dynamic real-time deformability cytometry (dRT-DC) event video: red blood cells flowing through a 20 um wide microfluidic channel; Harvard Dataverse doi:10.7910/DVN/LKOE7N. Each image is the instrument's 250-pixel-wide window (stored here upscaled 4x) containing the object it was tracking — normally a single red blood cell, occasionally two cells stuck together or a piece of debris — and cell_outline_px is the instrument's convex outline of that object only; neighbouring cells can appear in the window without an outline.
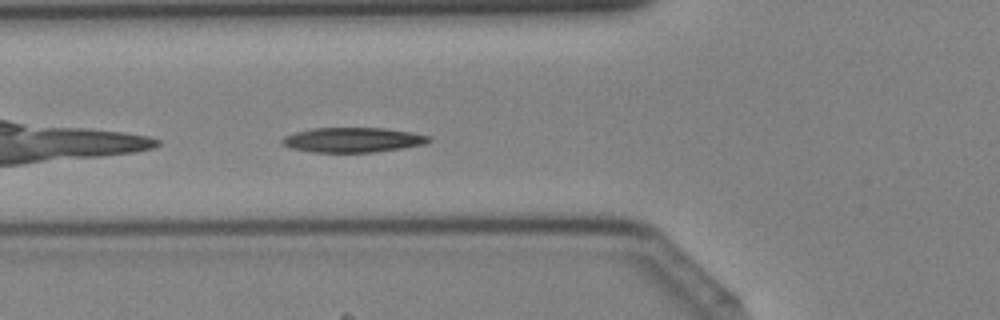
{"species": "Egyptian fruit bat (a non-hibernating species)", "species_latin": "Rousettus aegyptiacus", "temperature_condition": "cold", "stored_images_in_passage": 30, "camera_frame_rate_fps": 3000, "um_per_image_px": 0.085, "animal": {"sex": "female"}, "frame": {"image": 1, "passage_image": 3, "time_ms": 0.667, "image_size_px": [1000, 320], "cell_outline_px": [[432, 140], [424, 144], [404, 148], [372, 152], [312, 152], [292, 148], [280, 144], [280, 140], [284, 136], [296, 132], [312, 128], [384, 128], [412, 132], [432, 136]], "centroid_in_image_um": [30.0, 11.89], "position_along_channel_um": 95.8, "area_um2": 21.33}}
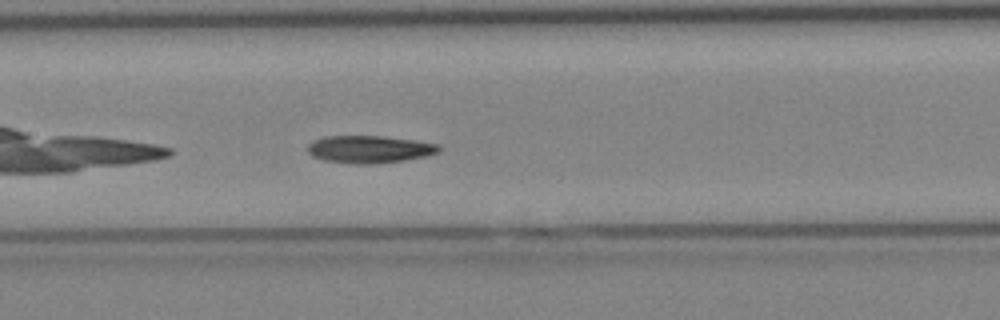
{"frame": {"image": 2, "passage_image": 8, "time_ms": 2.333, "image_size_px": [1000, 320], "cell_outline_px": [[440, 152], [424, 156], [404, 160], [372, 164], [352, 164], [324, 160], [312, 156], [308, 152], [308, 144], [312, 140], [324, 136], [384, 136], [416, 140], [440, 144]], "centroid_in_image_um": [31.39, 12.68], "position_along_channel_um": 176.0, "area_um2": 21.15}}
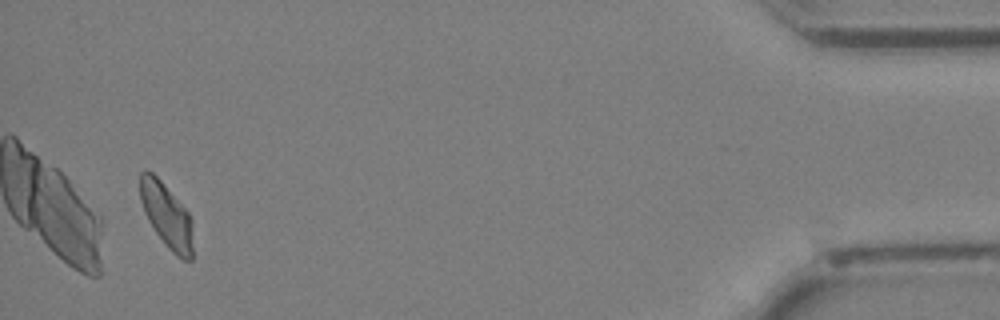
{"frame": {"image": 3, "passage_image": 28, "time_ms": 9.0, "image_size_px": [1000, 320], "cell_outline_px": [[192, 260], [184, 260], [172, 252], [168, 248], [156, 232], [148, 220], [144, 212], [140, 200], [140, 172], [144, 168], [152, 172], [160, 180], [188, 212], [192, 220]], "centroid_in_image_um": [14.15, 18.3], "position_along_channel_um": 421.1, "area_um2": 19.71}}